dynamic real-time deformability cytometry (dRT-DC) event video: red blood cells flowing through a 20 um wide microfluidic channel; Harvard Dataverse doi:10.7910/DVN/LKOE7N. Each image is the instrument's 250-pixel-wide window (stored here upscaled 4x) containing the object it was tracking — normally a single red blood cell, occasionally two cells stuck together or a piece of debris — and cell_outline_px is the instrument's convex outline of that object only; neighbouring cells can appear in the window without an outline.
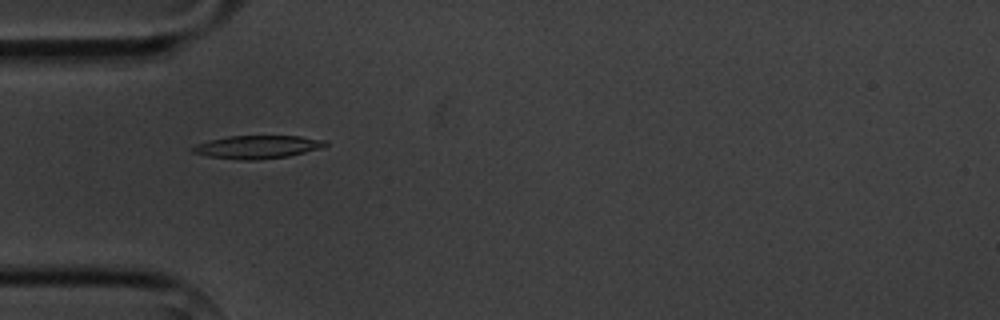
{"species": "common noctule bat (a hibernating species)", "species_latin": "Nyctalus noctula", "temperature_condition": "cold", "stored_images_in_passage": 4, "camera_frame_rate_fps": 3000, "um_per_image_px": 0.085, "animal": {"sex": "male", "body_mass_g": 20.1, "forearm_length_mm": 53.5}, "frame": {"image": 1, "passage_image": 3, "time_ms": 2.333, "image_size_px": [1000, 320], "cell_outline_px": [[328, 144], [320, 148], [288, 156], [260, 160], [240, 160], [208, 156], [192, 152], [188, 148], [196, 144], [228, 136], [300, 136], [328, 140]], "centroid_in_image_um": [21.87, 12.49], "position_along_channel_um": 63.1, "area_um2": 17.86}}
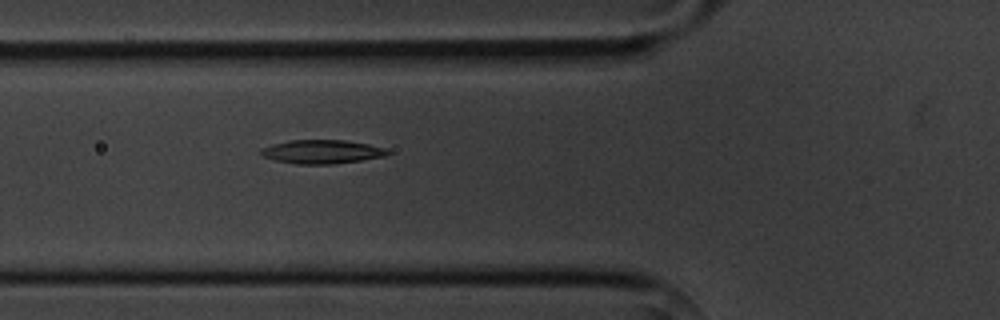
{"frame": {"image": 2, "passage_image": 4, "time_ms": 3.333, "image_size_px": [1000, 320], "cell_outline_px": [[392, 152], [388, 156], [332, 164], [296, 164], [276, 160], [264, 156], [260, 152], [260, 148], [272, 144], [288, 140], [344, 140], [368, 144], [388, 148]], "centroid_in_image_um": [27.41, 12.89], "position_along_channel_um": 98.4, "area_um2": 17.63}}